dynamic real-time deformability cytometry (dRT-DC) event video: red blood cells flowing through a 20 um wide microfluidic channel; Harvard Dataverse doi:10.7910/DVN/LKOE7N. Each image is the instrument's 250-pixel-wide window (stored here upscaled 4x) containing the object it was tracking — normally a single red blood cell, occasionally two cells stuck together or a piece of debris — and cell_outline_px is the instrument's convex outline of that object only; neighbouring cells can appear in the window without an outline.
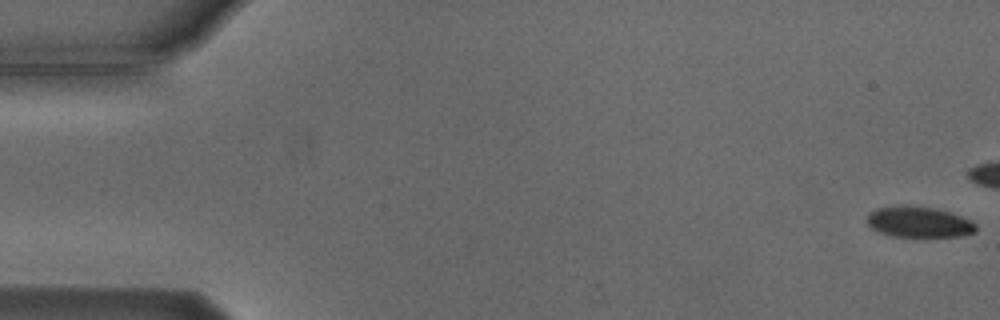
{"species": "Egyptian fruit bat (a non-hibernating species)", "species_latin": "Rousettus aegyptiacus", "temperature_condition": "cold", "stored_images_in_passage": 7, "camera_frame_rate_fps": 3000, "um_per_image_px": 0.085, "animal": {"sex": "male"}, "frame": {"image": 1, "passage_image": 1, "time_ms": 0.0, "image_size_px": [1000, 320], "cell_outline_px": [[976, 232], [960, 236], [892, 236], [880, 232], [872, 228], [868, 224], [868, 212], [876, 208], [932, 208], [948, 212], [960, 216], [976, 224]], "centroid_in_image_um": [78.12, 18.91], "position_along_channel_um": 6.9, "area_um2": 18.55}}
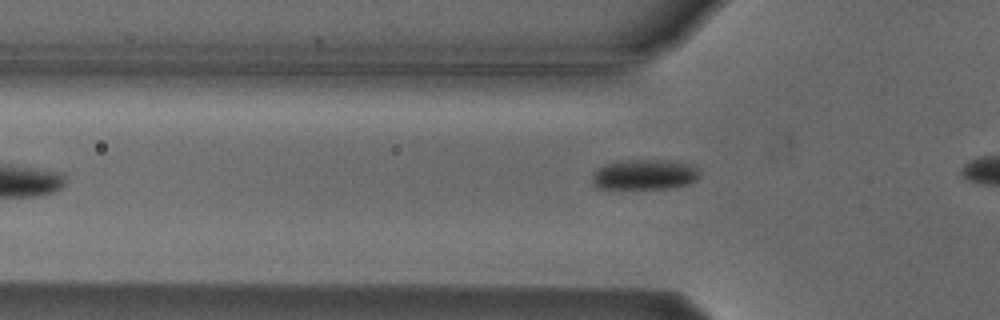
{"frame": {"image": 2, "passage_image": 7, "time_ms": 7.0, "image_size_px": [1000, 320], "cell_outline_px": [[700, 176], [696, 180], [688, 184], [664, 188], [596, 188], [592, 184], [592, 172], [604, 164], [616, 160], [668, 160], [688, 164], [696, 168], [700, 172]], "centroid_in_image_um": [54.73, 14.82], "position_along_channel_um": 71.1, "area_um2": 19.02}}